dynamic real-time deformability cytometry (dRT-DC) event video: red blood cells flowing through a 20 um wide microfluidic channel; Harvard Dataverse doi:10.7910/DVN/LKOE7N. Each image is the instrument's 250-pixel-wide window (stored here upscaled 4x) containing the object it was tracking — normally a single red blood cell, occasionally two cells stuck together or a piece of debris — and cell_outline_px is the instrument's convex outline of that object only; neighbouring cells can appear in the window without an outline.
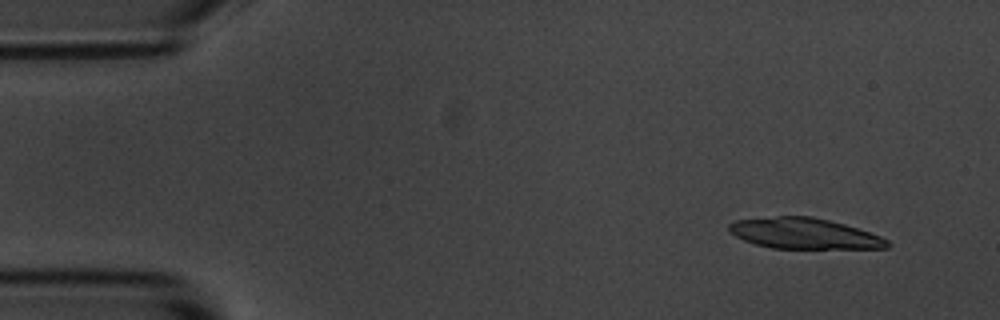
{"species": "common noctule bat (a hibernating species)", "species_latin": "Nyctalus noctula", "temperature_condition": "room temperature", "stored_images_in_passage": 10, "camera_frame_rate_fps": 3000, "um_per_image_px": 0.085, "animal": {"sex": "male", "body_mass_g": 20.1, "forearm_length_mm": 53.5}, "frame": {"image": 1, "passage_image": 1, "time_ms": 0.0, "image_size_px": [1000, 320], "cell_outline_px": [[892, 244], [888, 248], [772, 248], [756, 244], [744, 240], [728, 232], [728, 224], [736, 220], [776, 216], [812, 216], [844, 224], [880, 236], [888, 240]], "centroid_in_image_um": [68.34, 19.84], "position_along_channel_um": 16.7, "area_um2": 28.21}}
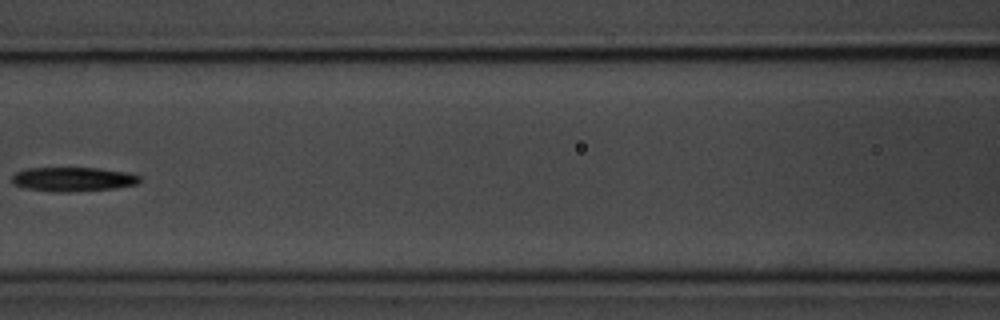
{"frame": {"image": 2, "passage_image": 6, "time_ms": 6.667, "image_size_px": [1000, 320], "cell_outline_px": [[140, 180], [136, 184], [116, 188], [68, 192], [56, 192], [28, 188], [12, 184], [12, 176], [16, 172], [28, 168], [96, 168], [128, 172], [140, 176]], "centroid_in_image_um": [6.21, 15.23], "position_along_channel_um": 160.4, "area_um2": 17.92}}
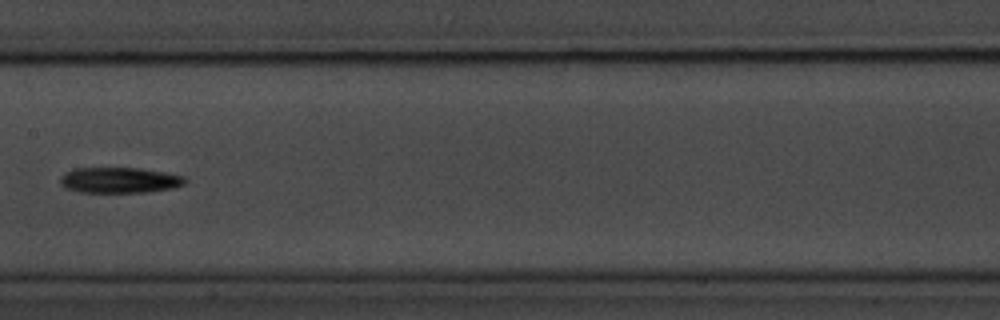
{"frame": {"image": 3, "passage_image": 7, "time_ms": 7.667, "image_size_px": [1000, 320], "cell_outline_px": [[188, 180], [184, 184], [172, 188], [144, 192], [80, 192], [64, 188], [60, 184], [60, 176], [64, 172], [72, 168], [136, 168], [164, 172], [184, 176]], "centroid_in_image_um": [10.1, 15.31], "position_along_channel_um": 197.3, "area_um2": 18.73}}